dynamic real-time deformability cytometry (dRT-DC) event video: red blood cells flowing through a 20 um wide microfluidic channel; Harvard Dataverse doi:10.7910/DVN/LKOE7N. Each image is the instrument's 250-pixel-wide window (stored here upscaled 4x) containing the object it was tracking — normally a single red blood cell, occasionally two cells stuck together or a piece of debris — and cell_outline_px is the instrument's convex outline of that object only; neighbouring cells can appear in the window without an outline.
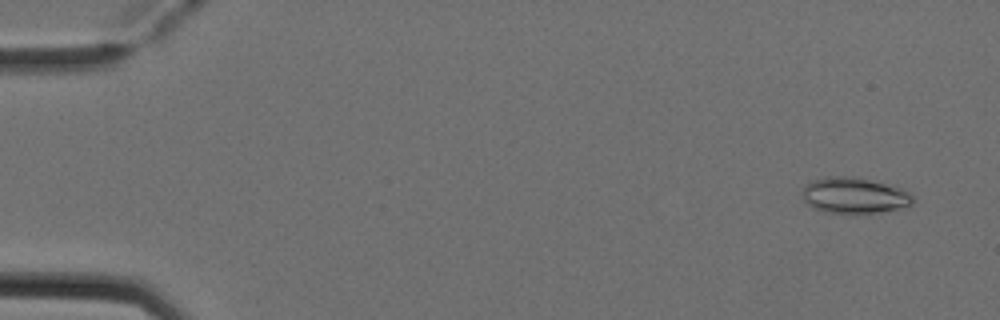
{"species": "Egyptian fruit bat (a non-hibernating species)", "species_latin": "Rousettus aegyptiacus", "temperature_condition": "cold", "stored_images_in_passage": 52, "camera_frame_rate_fps": 3000, "um_per_image_px": 0.085, "animal": {"sex": "female"}, "frame": {"image": 1, "passage_image": 3, "time_ms": 0.667, "image_size_px": [1000, 320], "cell_outline_px": [[916, 200], [912, 204], [896, 208], [876, 212], [824, 212], [808, 204], [804, 200], [804, 188], [812, 180], [828, 176], [844, 176], [868, 180], [904, 188]], "centroid_in_image_um": [72.63, 16.6], "position_along_channel_um": 12.4, "area_um2": 22.43}}
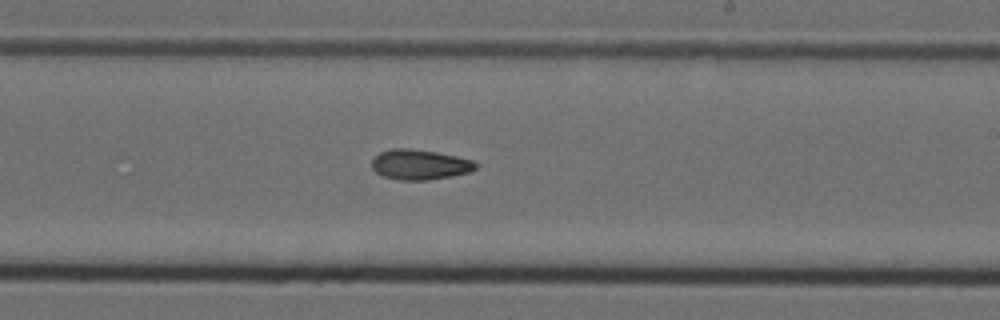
{"frame": {"image": 2, "passage_image": 31, "time_ms": 10.0, "image_size_px": [1000, 320], "cell_outline_px": [[476, 168], [468, 172], [452, 176], [428, 180], [400, 180], [380, 176], [372, 168], [372, 160], [380, 152], [392, 148], [412, 148], [436, 152], [476, 160]], "centroid_in_image_um": [35.67, 13.99], "position_along_channel_um": 253.3, "area_um2": 18.38}}
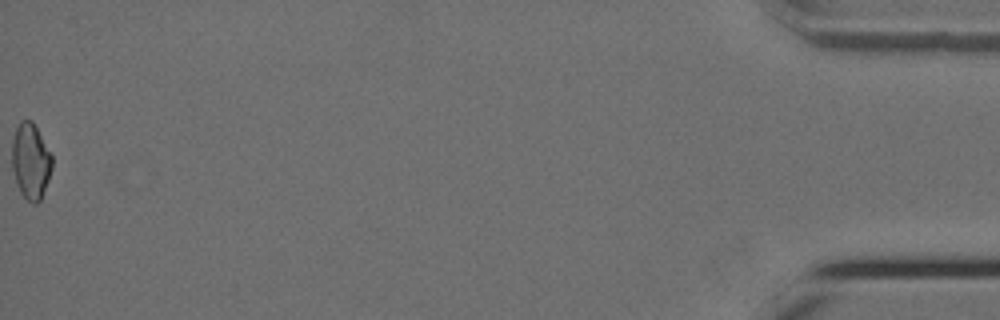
{"frame": {"image": 3, "passage_image": 52, "time_ms": 17.0, "image_size_px": [1000, 320], "cell_outline_px": [[52, 168], [48, 180], [40, 200], [36, 204], [32, 204], [20, 192], [12, 168], [12, 140], [16, 128], [20, 120], [32, 120], [52, 156]], "centroid_in_image_um": [2.6, 13.69], "position_along_channel_um": 432.6, "area_um2": 17.51}, "authors_computed_cell_mechanics": {"area_um2": 18.2359, "velocity_mm_per_s": 3.9446, "shape_relaxation_time_tau1_ms": 7.4771, "shape_relaxation_time_tau2_ms": 10.4918, "deformation_change_tau1": 0.1726, "deformation_change_tau2": 0.1878}}